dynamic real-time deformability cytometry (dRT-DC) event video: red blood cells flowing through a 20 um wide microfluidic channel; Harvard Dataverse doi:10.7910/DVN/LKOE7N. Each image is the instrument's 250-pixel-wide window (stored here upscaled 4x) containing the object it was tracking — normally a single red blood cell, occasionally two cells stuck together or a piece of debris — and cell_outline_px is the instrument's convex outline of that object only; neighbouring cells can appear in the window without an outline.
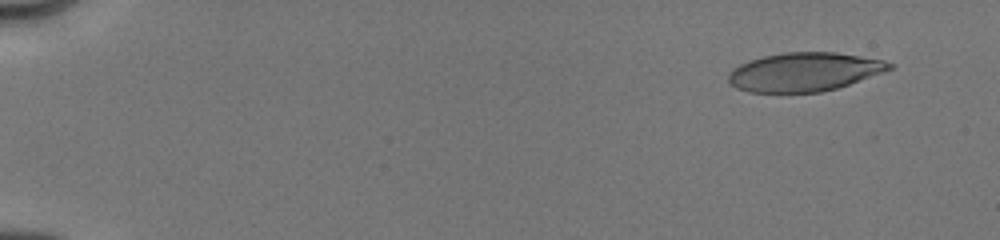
{"species": "human", "species_latin": "Homo sapiens", "temperature_condition": "cold", "stored_images_in_passage": 6, "camera_frame_rate_fps": 3000, "um_per_image_px": 0.085, "donor": {"sex": "male"}, "frame": {"image": 1, "passage_image": 2, "time_ms": 1.333, "image_size_px": [1000, 240], "cell_outline_px": [[892, 68], [884, 72], [836, 88], [820, 92], [748, 92], [736, 88], [728, 84], [728, 76], [740, 64], [748, 60], [764, 56], [784, 52], [836, 52], [884, 60], [892, 64]], "centroid_in_image_um": [68.35, 6.11], "position_along_channel_um": 16.7, "area_um2": 36.13}}
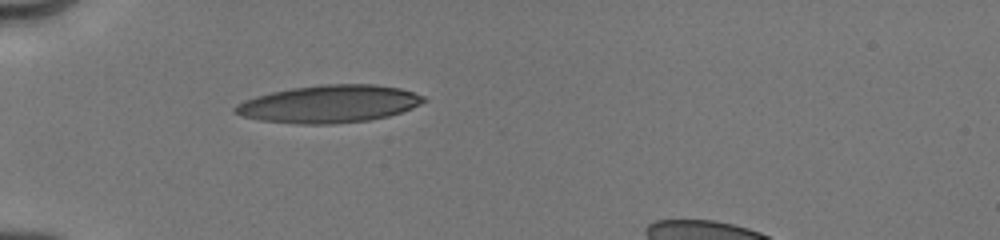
{"frame": {"image": 2, "passage_image": 6, "time_ms": 5.667, "image_size_px": [1000, 240], "cell_outline_px": [[428, 100], [412, 108], [388, 116], [368, 120], [332, 124], [296, 124], [260, 120], [240, 116], [232, 112], [232, 108], [236, 104], [244, 100], [256, 96], [272, 92], [292, 88], [324, 84], [372, 84], [400, 88], [424, 96]], "centroid_in_image_um": [27.94, 8.84], "position_along_channel_um": 57.1, "area_um2": 41.33}}